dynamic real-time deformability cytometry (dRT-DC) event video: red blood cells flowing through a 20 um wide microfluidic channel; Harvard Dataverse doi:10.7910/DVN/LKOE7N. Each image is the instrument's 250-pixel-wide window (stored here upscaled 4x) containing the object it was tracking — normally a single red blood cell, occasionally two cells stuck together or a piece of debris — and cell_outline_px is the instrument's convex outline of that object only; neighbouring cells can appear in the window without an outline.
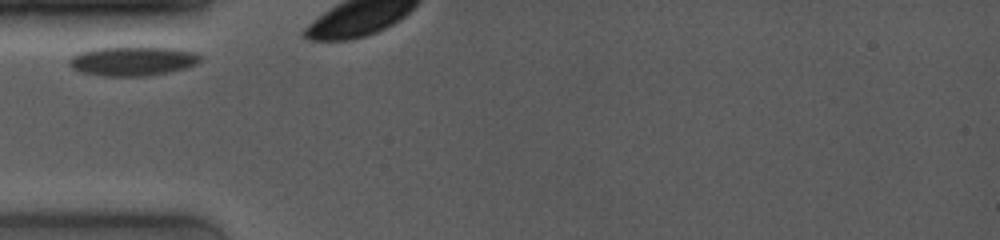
{"species": "common noctule bat (a hibernating species)", "species_latin": "Nyctalus noctula", "temperature_condition": "room temperature", "stored_images_in_passage": 6, "camera_frame_rate_fps": 4000, "um_per_image_px": 0.085, "animal": {"sex": "female", "body_mass_g": 19.0, "forearm_length_mm": 53.3}, "frame": {"image": 1, "passage_image": 1, "time_ms": 0.0, "image_size_px": [1000, 240], "cell_outline_px": [[204, 56], [196, 64], [184, 68], [168, 72], [148, 76], [104, 76], [80, 72], [72, 68], [68, 64], [68, 60], [72, 56], [80, 52], [92, 48], [176, 48], [200, 52]], "centroid_in_image_um": [11.3, 5.19], "position_along_channel_um": 73.7, "area_um2": 22.43}}